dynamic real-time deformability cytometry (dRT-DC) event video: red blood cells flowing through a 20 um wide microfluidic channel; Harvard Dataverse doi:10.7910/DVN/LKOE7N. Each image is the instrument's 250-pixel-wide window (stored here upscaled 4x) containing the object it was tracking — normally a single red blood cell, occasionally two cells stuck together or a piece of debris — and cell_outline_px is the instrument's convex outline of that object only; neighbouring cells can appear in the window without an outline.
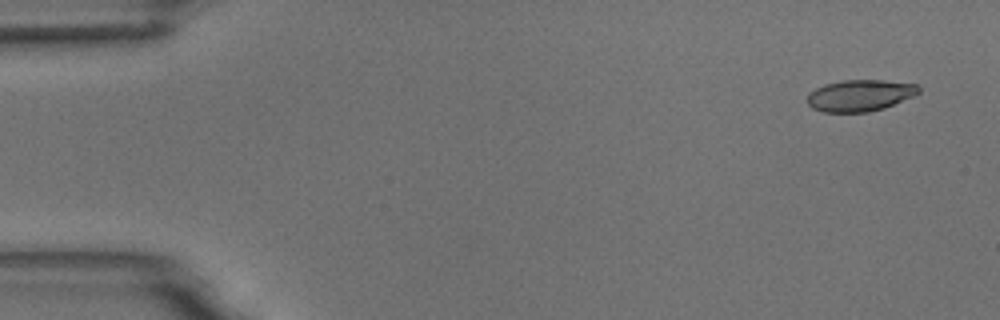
{"species": "common noctule bat (a hibernating species)", "species_latin": "Nyctalus noctula", "temperature_condition": "room temperature", "stored_images_in_passage": 7, "camera_frame_rate_fps": 3000, "um_per_image_px": 0.085, "animal": {"sex": "male", "body_mass_g": 18.8}, "frame": {"image": 1, "passage_image": 1, "time_ms": 0.0, "image_size_px": [1000, 320], "cell_outline_px": [[920, 92], [912, 96], [884, 108], [868, 112], [824, 112], [812, 108], [808, 104], [808, 92], [824, 84], [840, 80], [880, 80], [916, 84], [920, 88]], "centroid_in_image_um": [73.06, 8.11], "position_along_channel_um": 11.9, "area_um2": 20.4}}
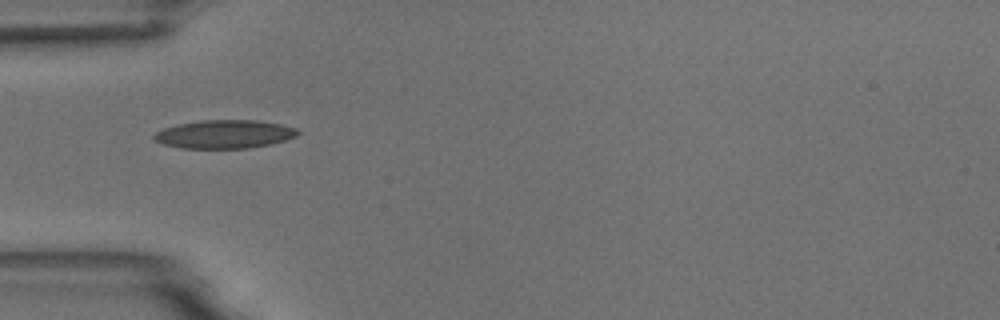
{"frame": {"image": 2, "passage_image": 5, "time_ms": 4.667, "image_size_px": [1000, 320], "cell_outline_px": [[300, 132], [296, 136], [284, 140], [268, 144], [248, 148], [180, 148], [164, 144], [156, 140], [152, 136], [156, 132], [164, 128], [180, 124], [200, 120], [256, 120], [280, 124], [296, 128]], "centroid_in_image_um": [19.08, 11.4], "position_along_channel_um": 65.9, "area_um2": 23.52}}